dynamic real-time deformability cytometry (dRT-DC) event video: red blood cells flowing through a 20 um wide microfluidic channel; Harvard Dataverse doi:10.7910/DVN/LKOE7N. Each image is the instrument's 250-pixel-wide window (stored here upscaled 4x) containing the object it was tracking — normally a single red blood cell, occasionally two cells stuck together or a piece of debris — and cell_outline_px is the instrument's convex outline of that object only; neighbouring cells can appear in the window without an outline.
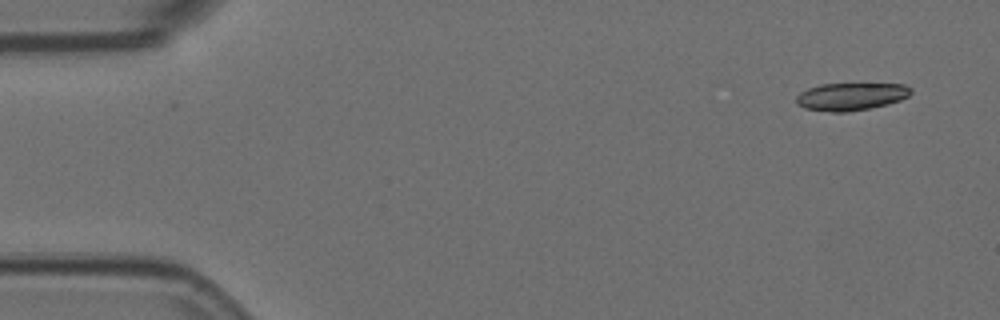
{"species": "Egyptian fruit bat (a non-hibernating species)", "species_latin": "Rousettus aegyptiacus", "temperature_condition": "room temperature", "stored_images_in_passage": 13, "camera_frame_rate_fps": 3000, "um_per_image_px": 0.085, "animal": {"sex": "female"}, "frame": {"image": 1, "passage_image": 1, "time_ms": 0.0, "image_size_px": [1000, 320], "cell_outline_px": [[912, 92], [908, 96], [900, 100], [888, 104], [868, 108], [844, 112], [832, 112], [804, 108], [796, 104], [796, 96], [800, 92], [808, 88], [820, 84], [904, 84], [912, 88]], "centroid_in_image_um": [72.32, 8.2], "position_along_channel_um": 12.7, "area_um2": 18.38}}
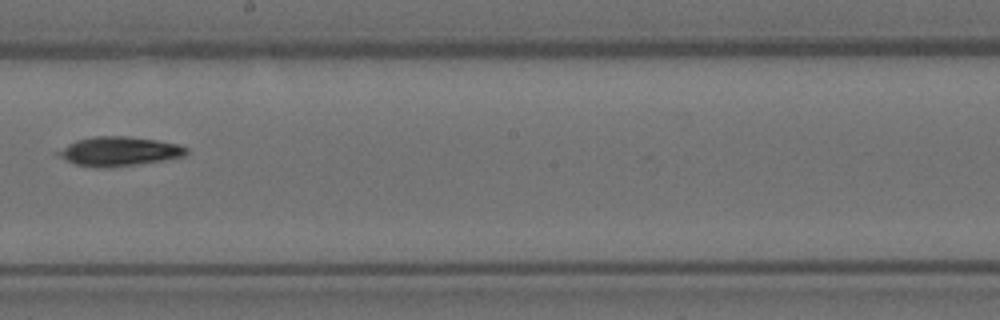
{"frame": {"image": 2, "passage_image": 8, "time_ms": 2.333, "image_size_px": [1000, 320], "cell_outline_px": [[188, 152], [184, 156], [164, 160], [136, 164], [104, 168], [100, 168], [76, 164], [56, 156], [52, 152], [76, 140], [92, 136], [128, 136], [156, 140], [180, 144], [188, 148]], "centroid_in_image_um": [10.08, 12.85], "position_along_channel_um": 238.1, "area_um2": 22.02}}
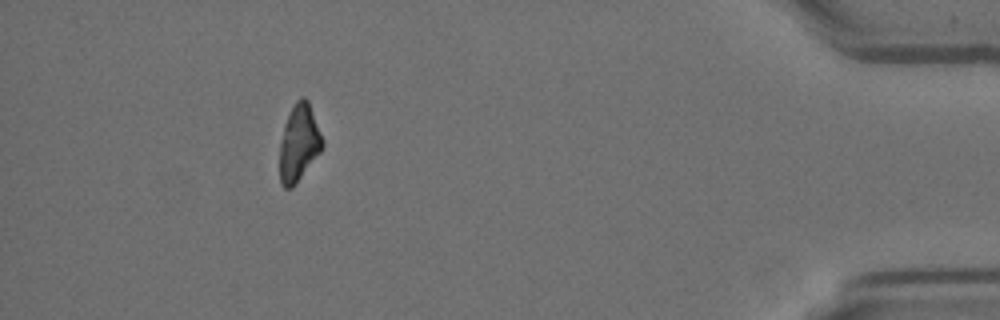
{"frame": {"image": 3, "passage_image": 13, "time_ms": 4.0, "image_size_px": [1000, 320], "cell_outline_px": [[324, 144], [320, 152], [292, 188], [284, 188], [280, 184], [280, 144], [284, 124], [296, 100], [300, 96], [304, 96], [308, 100], [324, 140]], "centroid_in_image_um": [25.41, 12.14], "position_along_channel_um": 409.8, "area_um2": 19.02}}